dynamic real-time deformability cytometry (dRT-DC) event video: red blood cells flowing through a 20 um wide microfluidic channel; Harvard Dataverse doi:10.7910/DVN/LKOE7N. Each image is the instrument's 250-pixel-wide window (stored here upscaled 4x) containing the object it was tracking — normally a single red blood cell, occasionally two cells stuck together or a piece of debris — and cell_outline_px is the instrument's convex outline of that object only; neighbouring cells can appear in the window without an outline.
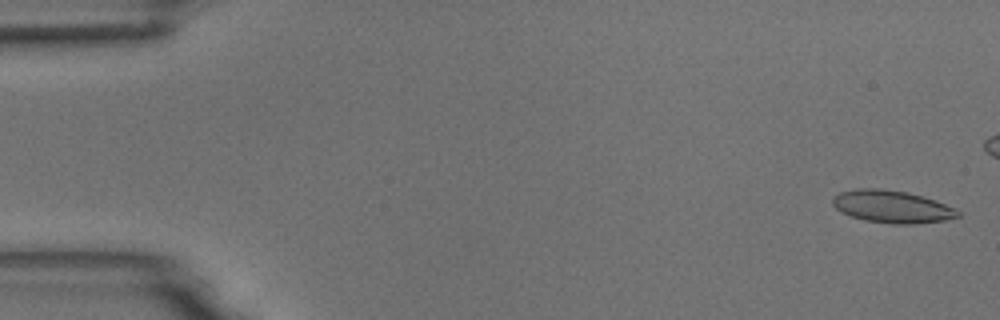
{"species": "common noctule bat (a hibernating species)", "species_latin": "Nyctalus noctula", "temperature_condition": "room temperature", "stored_images_in_passage": 6, "camera_frame_rate_fps": 3000, "um_per_image_px": 0.085, "animal": {"sex": "male", "body_mass_g": 18.8}, "frame": {"image": 1, "passage_image": 1, "time_ms": 0.0, "image_size_px": [1000, 320], "cell_outline_px": [[960, 216], [944, 220], [912, 224], [892, 224], [864, 220], [852, 216], [836, 208], [832, 204], [832, 196], [840, 192], [856, 188], [880, 188], [908, 192], [936, 200], [956, 208], [960, 212]], "centroid_in_image_um": [75.83, 17.55], "position_along_channel_um": 9.2, "area_um2": 23.76}}
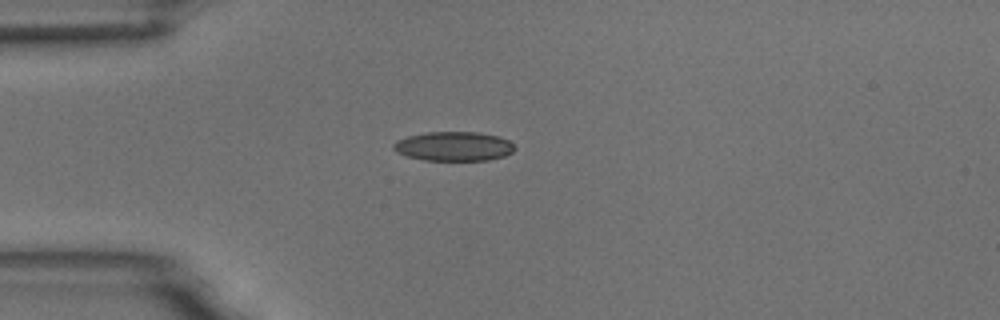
{"frame": {"image": 2, "passage_image": 6, "time_ms": 1.667, "image_size_px": [1000, 320], "cell_outline_px": [[516, 148], [512, 152], [504, 156], [488, 160], [424, 160], [408, 156], [396, 152], [392, 148], [392, 144], [396, 140], [408, 136], [428, 132], [476, 132], [500, 136], [508, 140]], "centroid_in_image_um": [38.56, 12.43], "position_along_channel_um": 46.4, "area_um2": 20.69}}